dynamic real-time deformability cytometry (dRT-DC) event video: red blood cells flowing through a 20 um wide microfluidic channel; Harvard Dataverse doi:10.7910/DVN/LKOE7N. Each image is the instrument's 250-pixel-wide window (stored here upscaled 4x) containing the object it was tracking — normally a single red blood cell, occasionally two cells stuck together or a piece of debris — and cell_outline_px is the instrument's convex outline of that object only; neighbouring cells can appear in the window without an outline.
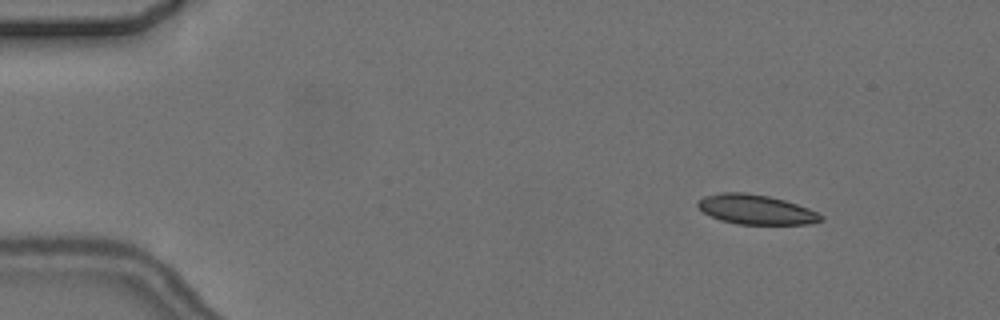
{"species": "common noctule bat (a hibernating species)", "species_latin": "Nyctalus noctula", "temperature_condition": "cold", "stored_images_in_passage": 5, "camera_frame_rate_fps": 3000, "um_per_image_px": 0.085, "animal": {"sex": "female", "body_mass_g": 24.6, "forearm_length_mm": 56.2}, "frame": {"image": 1, "passage_image": 2, "time_ms": 1.333, "image_size_px": [1000, 320], "cell_outline_px": [[824, 220], [808, 224], [736, 224], [720, 220], [704, 212], [696, 204], [704, 196], [720, 192], [744, 192], [768, 196], [784, 200], [808, 208], [824, 216]], "centroid_in_image_um": [64.26, 17.81], "position_along_channel_um": 20.7, "area_um2": 21.15}}